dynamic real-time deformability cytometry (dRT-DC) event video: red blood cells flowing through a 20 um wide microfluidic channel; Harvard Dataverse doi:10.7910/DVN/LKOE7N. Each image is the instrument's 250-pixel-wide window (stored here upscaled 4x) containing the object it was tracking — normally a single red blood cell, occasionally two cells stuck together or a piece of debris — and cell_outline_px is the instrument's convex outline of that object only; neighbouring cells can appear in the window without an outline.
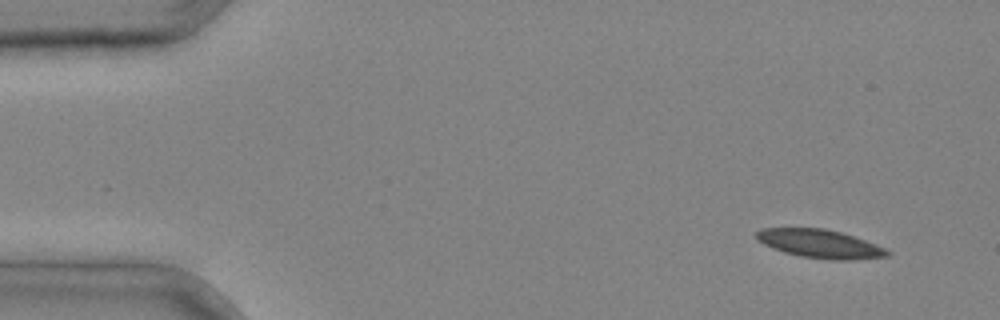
{"species": "common noctule bat (a hibernating species)", "species_latin": "Nyctalus noctula", "temperature_condition": "cold", "stored_images_in_passage": 3, "camera_frame_rate_fps": 3000, "um_per_image_px": 0.085, "animal": {"sex": "male", "body_mass_g": 20.4}, "frame": {"image": 1, "passage_image": 1, "time_ms": 0.0, "image_size_px": [1000, 320], "cell_outline_px": [[892, 252], [888, 256], [852, 260], [832, 260], [800, 256], [784, 252], [764, 244], [756, 240], [756, 232], [760, 228], [824, 228], [840, 232], [876, 244]], "centroid_in_image_um": [69.68, 20.72], "position_along_channel_um": 15.3, "area_um2": 21.62}}